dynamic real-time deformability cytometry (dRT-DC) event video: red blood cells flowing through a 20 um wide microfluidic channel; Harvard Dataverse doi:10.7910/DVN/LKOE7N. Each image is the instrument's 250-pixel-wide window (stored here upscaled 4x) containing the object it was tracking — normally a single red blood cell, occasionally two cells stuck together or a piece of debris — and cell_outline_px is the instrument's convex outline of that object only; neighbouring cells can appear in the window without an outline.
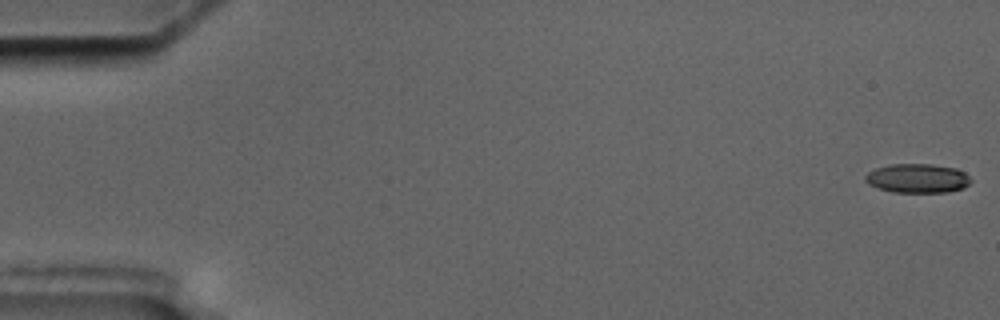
{"species": "common noctule bat (a hibernating species)", "species_latin": "Nyctalus noctula", "temperature_condition": "cold", "stored_images_in_passage": 6, "camera_frame_rate_fps": 3000, "um_per_image_px": 0.085, "animal": {"sex": "male", "body_mass_g": 17.5, "forearm_length_mm": 52.3}, "frame": {"image": 1, "passage_image": 1, "time_ms": 0.0, "image_size_px": [1000, 320], "cell_outline_px": [[972, 180], [964, 188], [948, 192], [892, 192], [868, 184], [864, 180], [864, 176], [868, 172], [876, 168], [888, 164], [932, 164], [956, 168], [964, 172]], "centroid_in_image_um": [77.98, 15.15], "position_along_channel_um": 7.0, "area_um2": 17.98}}